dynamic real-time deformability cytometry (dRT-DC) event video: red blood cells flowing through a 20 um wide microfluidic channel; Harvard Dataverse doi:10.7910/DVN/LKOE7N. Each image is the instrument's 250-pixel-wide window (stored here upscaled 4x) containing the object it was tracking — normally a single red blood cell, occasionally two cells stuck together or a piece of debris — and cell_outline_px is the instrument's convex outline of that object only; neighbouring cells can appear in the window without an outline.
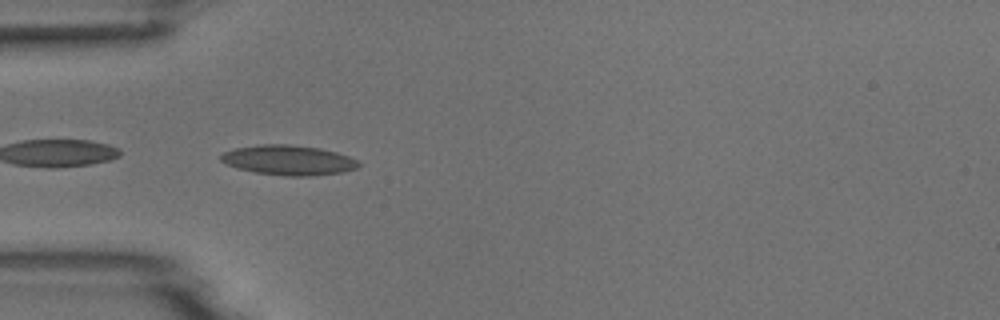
{"species": "common noctule bat (a hibernating species)", "species_latin": "Nyctalus noctula", "temperature_condition": "room temperature", "stored_images_in_passage": 6, "camera_frame_rate_fps": 3000, "um_per_image_px": 0.085, "animal": {"sex": "male", "body_mass_g": 18.8}, "frame": {"image": 1, "passage_image": 5, "time_ms": 4.667, "image_size_px": [1000, 320], "cell_outline_px": [[360, 164], [356, 168], [344, 172], [312, 176], [284, 176], [256, 172], [236, 168], [224, 164], [220, 160], [220, 156], [224, 152], [236, 148], [260, 144], [288, 144], [320, 148], [336, 152], [348, 156], [356, 160]], "centroid_in_image_um": [24.5, 13.61], "position_along_channel_um": 60.5, "area_um2": 24.04}}